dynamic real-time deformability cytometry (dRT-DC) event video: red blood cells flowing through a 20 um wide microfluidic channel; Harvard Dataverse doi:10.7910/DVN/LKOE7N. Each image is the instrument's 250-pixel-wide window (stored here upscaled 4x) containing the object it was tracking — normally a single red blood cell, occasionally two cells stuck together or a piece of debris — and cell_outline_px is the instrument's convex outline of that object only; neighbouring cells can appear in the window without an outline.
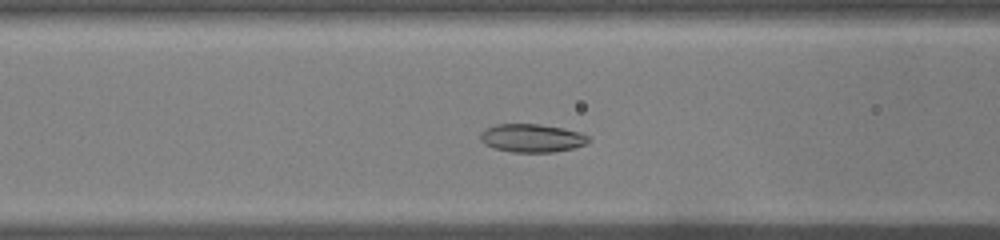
{"species": "common noctule bat (a hibernating species)", "species_latin": "Nyctalus noctula", "temperature_condition": "warm", "stored_images_in_passage": 44, "camera_frame_rate_fps": 3000, "um_per_image_px": 0.085, "animal": {"sex": "male", "body_mass_g": 19.0, "forearm_length_mm": 50.8}, "frame": {"image": 1, "passage_image": 13, "time_ms": 4.0, "image_size_px": [1000, 240], "cell_outline_px": [[592, 140], [584, 144], [572, 148], [552, 152], [512, 152], [496, 148], [484, 144], [480, 140], [480, 132], [484, 128], [496, 124], [540, 124], [564, 128], [580, 132], [588, 136]], "centroid_in_image_um": [45.19, 11.72], "position_along_channel_um": 121.4, "area_um2": 17.86}}
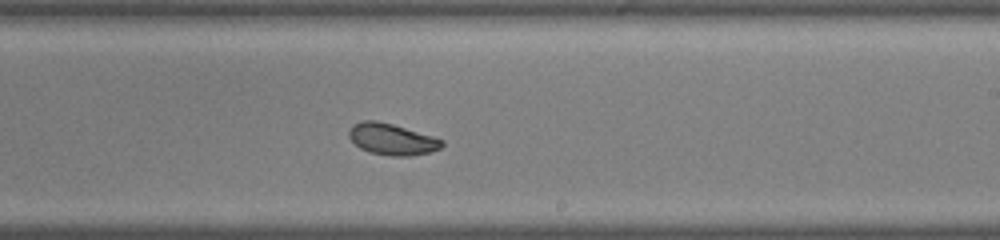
{"frame": {"image": 2, "passage_image": 23, "time_ms": 7.333, "image_size_px": [1000, 240], "cell_outline_px": [[444, 144], [440, 148], [428, 152], [408, 156], [392, 156], [372, 152], [360, 148], [348, 136], [348, 128], [352, 124], [360, 120], [376, 120], [392, 124], [432, 136], [444, 140]], "centroid_in_image_um": [33.27, 11.81], "position_along_channel_um": 255.7, "area_um2": 16.88}}
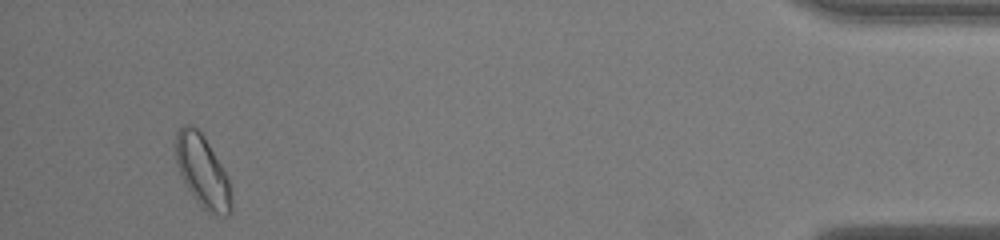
{"frame": {"image": 3, "passage_image": 40, "time_ms": 13.0, "image_size_px": [1000, 240], "cell_outline_px": [[232, 212], [228, 216], [224, 216], [208, 212], [192, 196], [176, 164], [176, 132], [184, 124], [192, 124], [204, 136], [220, 164], [228, 180], [232, 200]], "centroid_in_image_um": [17.21, 14.57], "position_along_channel_um": 418.0, "area_um2": 22.95}}